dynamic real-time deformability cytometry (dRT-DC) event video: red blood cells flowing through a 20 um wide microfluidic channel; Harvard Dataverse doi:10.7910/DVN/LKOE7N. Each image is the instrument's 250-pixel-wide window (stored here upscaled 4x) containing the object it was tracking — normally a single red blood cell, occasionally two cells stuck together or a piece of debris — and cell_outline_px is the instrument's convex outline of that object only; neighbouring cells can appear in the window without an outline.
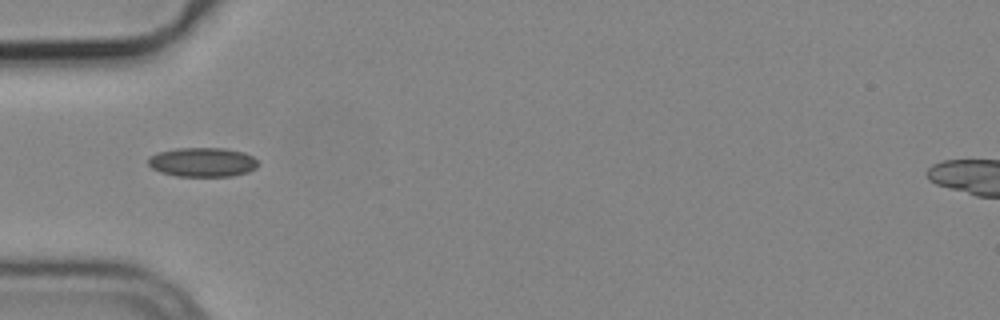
{"species": "common noctule bat (a hibernating species)", "species_latin": "Nyctalus noctula", "temperature_condition": "cold", "stored_images_in_passage": 4, "camera_frame_rate_fps": 3000, "um_per_image_px": 0.085, "animal": {"sex": "male", "body_mass_g": 19.2, "forearm_length_mm": 51.8}, "frame": {"image": 1, "passage_image": 1, "time_ms": 0.0, "image_size_px": [1000, 320], "cell_outline_px": [[260, 164], [256, 168], [248, 172], [232, 176], [176, 176], [160, 172], [152, 168], [148, 164], [148, 156], [160, 152], [176, 148], [224, 148], [244, 152], [252, 156]], "centroid_in_image_um": [17.22, 13.78], "position_along_channel_um": 67.8, "area_um2": 18.84}}
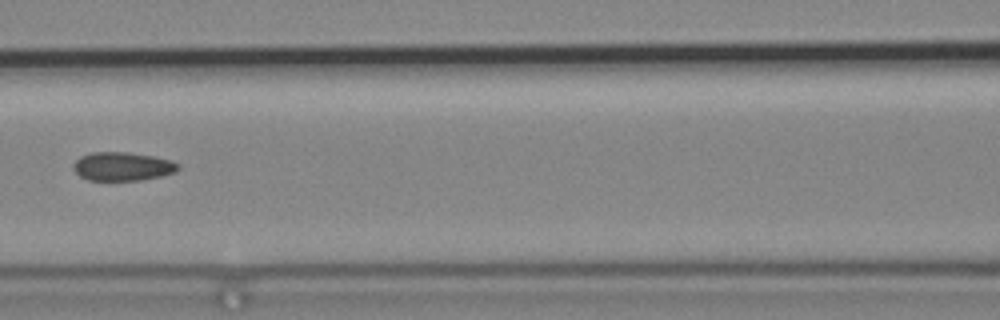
{"frame": {"image": 2, "passage_image": 3, "time_ms": 0.667, "image_size_px": [1000, 320], "cell_outline_px": [[180, 168], [176, 172], [160, 176], [140, 180], [88, 180], [80, 176], [72, 168], [72, 164], [80, 156], [92, 152], [128, 152], [156, 156], [172, 160], [180, 164]], "centroid_in_image_um": [10.43, 14.13], "position_along_channel_um": 156.2, "area_um2": 17.69}}
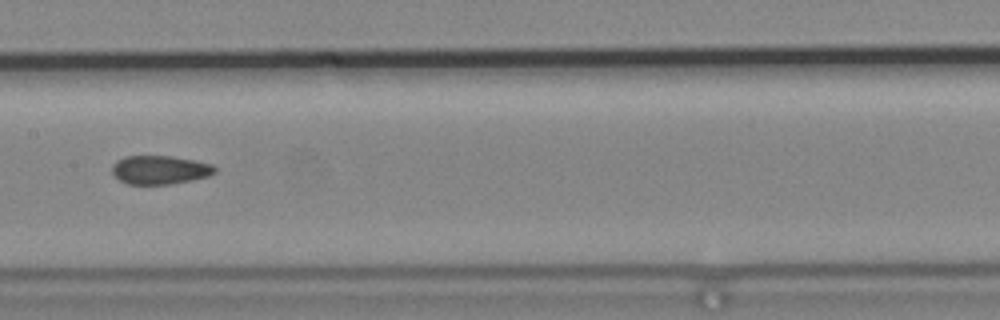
{"frame": {"image": 3, "passage_image": 4, "time_ms": 1.0, "image_size_px": [1000, 320], "cell_outline_px": [[216, 172], [208, 176], [192, 180], [168, 184], [128, 184], [120, 180], [112, 172], [112, 164], [116, 160], [124, 156], [172, 156], [212, 164], [216, 168]], "centroid_in_image_um": [13.57, 14.43], "position_along_channel_um": 193.8, "area_um2": 17.11}}